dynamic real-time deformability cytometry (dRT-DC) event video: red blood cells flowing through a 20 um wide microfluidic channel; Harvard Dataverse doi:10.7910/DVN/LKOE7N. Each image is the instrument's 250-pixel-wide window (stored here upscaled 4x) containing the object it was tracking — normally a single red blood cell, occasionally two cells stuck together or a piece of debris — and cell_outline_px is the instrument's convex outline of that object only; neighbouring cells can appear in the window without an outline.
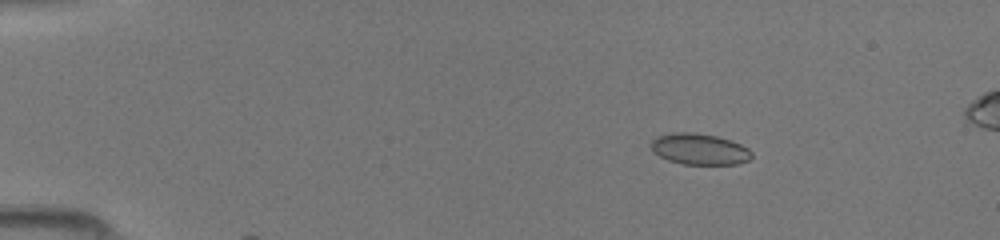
{"species": "common noctule bat (a hibernating species)", "species_latin": "Nyctalus noctula", "temperature_condition": "room temperature", "stored_images_in_passage": 11, "camera_frame_rate_fps": 3000, "um_per_image_px": 0.085, "animal": {"sex": "female", "body_mass_g": 19.5, "forearm_length_mm": 54.1}, "frame": {"image": 1, "passage_image": 9, "time_ms": 2.667, "image_size_px": [1000, 240], "cell_outline_px": [[752, 156], [748, 160], [736, 164], [684, 164], [668, 160], [652, 152], [648, 144], [656, 136], [672, 132], [696, 132], [716, 136], [732, 140], [748, 148], [752, 152]], "centroid_in_image_um": [59.41, 12.66], "position_along_channel_um": 25.6, "area_um2": 18.5}}